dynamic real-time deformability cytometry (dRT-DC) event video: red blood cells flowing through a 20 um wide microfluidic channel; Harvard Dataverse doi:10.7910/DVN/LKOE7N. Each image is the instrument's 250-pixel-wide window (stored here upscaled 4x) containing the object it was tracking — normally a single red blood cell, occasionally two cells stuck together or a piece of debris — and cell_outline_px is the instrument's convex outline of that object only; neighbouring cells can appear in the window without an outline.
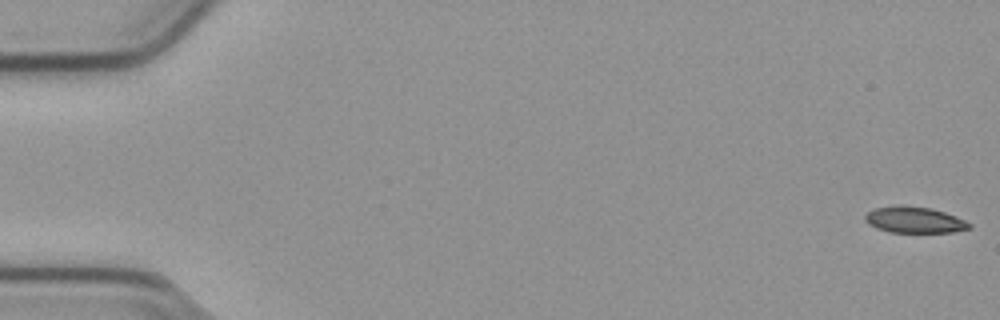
{"species": "common noctule bat (a hibernating species)", "species_latin": "Nyctalus noctula", "temperature_condition": "cold", "stored_images_in_passage": 10, "camera_frame_rate_fps": 3000, "um_per_image_px": 0.085, "animal": {"sex": "male", "body_mass_g": 23.1, "forearm_length_mm": 52.7}, "frame": {"image": 1, "passage_image": 1, "time_ms": 0.0, "image_size_px": [1000, 320], "cell_outline_px": [[972, 228], [952, 232], [892, 232], [876, 228], [868, 224], [864, 220], [864, 216], [872, 208], [896, 204], [904, 204], [932, 208], [956, 216], [972, 224]], "centroid_in_image_um": [77.69, 18.66], "position_along_channel_um": 7.3, "area_um2": 16.24}}